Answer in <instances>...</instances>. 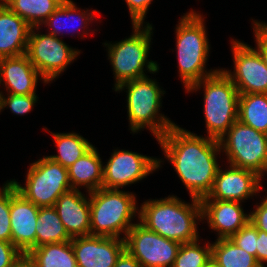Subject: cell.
I'll use <instances>...</instances> for the list:
<instances>
[{
    "label": "cell",
    "instance_id": "1",
    "mask_svg": "<svg viewBox=\"0 0 267 267\" xmlns=\"http://www.w3.org/2000/svg\"><path fill=\"white\" fill-rule=\"evenodd\" d=\"M157 141L190 197L200 200L206 197L220 167L219 140L198 136L175 124Z\"/></svg>",
    "mask_w": 267,
    "mask_h": 267
},
{
    "label": "cell",
    "instance_id": "2",
    "mask_svg": "<svg viewBox=\"0 0 267 267\" xmlns=\"http://www.w3.org/2000/svg\"><path fill=\"white\" fill-rule=\"evenodd\" d=\"M138 218L147 229L180 244L200 239L197 230L198 221H202L200 199L191 197V204L174 195L148 199L141 204Z\"/></svg>",
    "mask_w": 267,
    "mask_h": 267
},
{
    "label": "cell",
    "instance_id": "3",
    "mask_svg": "<svg viewBox=\"0 0 267 267\" xmlns=\"http://www.w3.org/2000/svg\"><path fill=\"white\" fill-rule=\"evenodd\" d=\"M203 17L191 9L181 16L175 28L178 72L185 89L220 70H206L210 44Z\"/></svg>",
    "mask_w": 267,
    "mask_h": 267
},
{
    "label": "cell",
    "instance_id": "4",
    "mask_svg": "<svg viewBox=\"0 0 267 267\" xmlns=\"http://www.w3.org/2000/svg\"><path fill=\"white\" fill-rule=\"evenodd\" d=\"M136 194L99 188L89 192L90 235L125 239L132 221L139 217ZM123 234V237L120 236Z\"/></svg>",
    "mask_w": 267,
    "mask_h": 267
},
{
    "label": "cell",
    "instance_id": "5",
    "mask_svg": "<svg viewBox=\"0 0 267 267\" xmlns=\"http://www.w3.org/2000/svg\"><path fill=\"white\" fill-rule=\"evenodd\" d=\"M125 89L129 126L133 133L148 128L157 140L175 125L171 119L159 113L162 96L166 92L160 88L156 79L145 76L124 82L114 91L120 93Z\"/></svg>",
    "mask_w": 267,
    "mask_h": 267
},
{
    "label": "cell",
    "instance_id": "6",
    "mask_svg": "<svg viewBox=\"0 0 267 267\" xmlns=\"http://www.w3.org/2000/svg\"><path fill=\"white\" fill-rule=\"evenodd\" d=\"M204 93V116L207 137L219 140L238 120L240 93L222 69L192 84L187 93L201 90Z\"/></svg>",
    "mask_w": 267,
    "mask_h": 267
},
{
    "label": "cell",
    "instance_id": "7",
    "mask_svg": "<svg viewBox=\"0 0 267 267\" xmlns=\"http://www.w3.org/2000/svg\"><path fill=\"white\" fill-rule=\"evenodd\" d=\"M144 26V27H143ZM132 34L117 43H103L108 50V59L112 65L116 89L124 82L142 78L146 70L150 74L159 71L156 61L148 60L153 26L144 24H132ZM146 68V69H145Z\"/></svg>",
    "mask_w": 267,
    "mask_h": 267
},
{
    "label": "cell",
    "instance_id": "8",
    "mask_svg": "<svg viewBox=\"0 0 267 267\" xmlns=\"http://www.w3.org/2000/svg\"><path fill=\"white\" fill-rule=\"evenodd\" d=\"M228 164L248 169L260 177L267 174V134L237 120L219 139Z\"/></svg>",
    "mask_w": 267,
    "mask_h": 267
},
{
    "label": "cell",
    "instance_id": "9",
    "mask_svg": "<svg viewBox=\"0 0 267 267\" xmlns=\"http://www.w3.org/2000/svg\"><path fill=\"white\" fill-rule=\"evenodd\" d=\"M25 178V185L11 180L27 200L38 207L54 206L57 199L72 190L68 170L49 157L31 163Z\"/></svg>",
    "mask_w": 267,
    "mask_h": 267
},
{
    "label": "cell",
    "instance_id": "10",
    "mask_svg": "<svg viewBox=\"0 0 267 267\" xmlns=\"http://www.w3.org/2000/svg\"><path fill=\"white\" fill-rule=\"evenodd\" d=\"M39 29H30L26 54L42 78L50 83L66 70L81 51L73 49L60 37L41 34Z\"/></svg>",
    "mask_w": 267,
    "mask_h": 267
},
{
    "label": "cell",
    "instance_id": "11",
    "mask_svg": "<svg viewBox=\"0 0 267 267\" xmlns=\"http://www.w3.org/2000/svg\"><path fill=\"white\" fill-rule=\"evenodd\" d=\"M180 243L135 223L125 237V249L141 267H173Z\"/></svg>",
    "mask_w": 267,
    "mask_h": 267
},
{
    "label": "cell",
    "instance_id": "12",
    "mask_svg": "<svg viewBox=\"0 0 267 267\" xmlns=\"http://www.w3.org/2000/svg\"><path fill=\"white\" fill-rule=\"evenodd\" d=\"M161 162L159 158L116 149L103 166L102 188L120 190L139 182L162 167Z\"/></svg>",
    "mask_w": 267,
    "mask_h": 267
},
{
    "label": "cell",
    "instance_id": "13",
    "mask_svg": "<svg viewBox=\"0 0 267 267\" xmlns=\"http://www.w3.org/2000/svg\"><path fill=\"white\" fill-rule=\"evenodd\" d=\"M231 44L234 71L221 69L240 94L267 93V66L260 53L237 39H232Z\"/></svg>",
    "mask_w": 267,
    "mask_h": 267
},
{
    "label": "cell",
    "instance_id": "14",
    "mask_svg": "<svg viewBox=\"0 0 267 267\" xmlns=\"http://www.w3.org/2000/svg\"><path fill=\"white\" fill-rule=\"evenodd\" d=\"M226 170L219 167L211 192L202 199L243 202L263 191L262 177L255 172L226 166ZM229 167V168H228Z\"/></svg>",
    "mask_w": 267,
    "mask_h": 267
},
{
    "label": "cell",
    "instance_id": "15",
    "mask_svg": "<svg viewBox=\"0 0 267 267\" xmlns=\"http://www.w3.org/2000/svg\"><path fill=\"white\" fill-rule=\"evenodd\" d=\"M38 213L39 207L19 193L10 180L11 242L24 254L36 248Z\"/></svg>",
    "mask_w": 267,
    "mask_h": 267
},
{
    "label": "cell",
    "instance_id": "16",
    "mask_svg": "<svg viewBox=\"0 0 267 267\" xmlns=\"http://www.w3.org/2000/svg\"><path fill=\"white\" fill-rule=\"evenodd\" d=\"M72 248L78 267H114L125 250V239L87 235L73 237Z\"/></svg>",
    "mask_w": 267,
    "mask_h": 267
},
{
    "label": "cell",
    "instance_id": "17",
    "mask_svg": "<svg viewBox=\"0 0 267 267\" xmlns=\"http://www.w3.org/2000/svg\"><path fill=\"white\" fill-rule=\"evenodd\" d=\"M202 220H206L209 228L217 233V239L230 238L248 221L250 214L244 213L242 203L201 199Z\"/></svg>",
    "mask_w": 267,
    "mask_h": 267
},
{
    "label": "cell",
    "instance_id": "18",
    "mask_svg": "<svg viewBox=\"0 0 267 267\" xmlns=\"http://www.w3.org/2000/svg\"><path fill=\"white\" fill-rule=\"evenodd\" d=\"M40 77V78H39ZM38 79L45 85L42 78L27 54L1 58L0 61V85H4L7 93L15 95L36 94Z\"/></svg>",
    "mask_w": 267,
    "mask_h": 267
},
{
    "label": "cell",
    "instance_id": "19",
    "mask_svg": "<svg viewBox=\"0 0 267 267\" xmlns=\"http://www.w3.org/2000/svg\"><path fill=\"white\" fill-rule=\"evenodd\" d=\"M54 207L71 238L90 235L89 192L85 196L80 189H72L62 194Z\"/></svg>",
    "mask_w": 267,
    "mask_h": 267
},
{
    "label": "cell",
    "instance_id": "20",
    "mask_svg": "<svg viewBox=\"0 0 267 267\" xmlns=\"http://www.w3.org/2000/svg\"><path fill=\"white\" fill-rule=\"evenodd\" d=\"M31 27L5 3H0V58L25 54Z\"/></svg>",
    "mask_w": 267,
    "mask_h": 267
},
{
    "label": "cell",
    "instance_id": "21",
    "mask_svg": "<svg viewBox=\"0 0 267 267\" xmlns=\"http://www.w3.org/2000/svg\"><path fill=\"white\" fill-rule=\"evenodd\" d=\"M103 165L98 150L93 146L67 168L72 189L85 187L88 193L102 188Z\"/></svg>",
    "mask_w": 267,
    "mask_h": 267
},
{
    "label": "cell",
    "instance_id": "22",
    "mask_svg": "<svg viewBox=\"0 0 267 267\" xmlns=\"http://www.w3.org/2000/svg\"><path fill=\"white\" fill-rule=\"evenodd\" d=\"M89 11V9L85 11L84 9L82 10L78 8L75 2L72 0H64L63 3L46 19L42 26L44 25L45 27L47 25L46 27H48V30L50 29V31H48L47 33L52 34L56 37L60 36L61 34L62 36H64V33H62L61 31H64V29L69 30L71 28L70 26H74L73 29H75V27H77L76 30L83 29L82 34H78L82 35V38H86V36H88L89 34V31H92V33L95 32L94 30H88L87 28H89V23L93 22V20H96L97 17L95 15L96 13H98V11L96 10H91L90 12ZM77 20L81 22H79L81 25L80 27H78V25H67V21L68 23H75L77 22ZM70 30L71 32L73 31L72 29Z\"/></svg>",
    "mask_w": 267,
    "mask_h": 267
},
{
    "label": "cell",
    "instance_id": "23",
    "mask_svg": "<svg viewBox=\"0 0 267 267\" xmlns=\"http://www.w3.org/2000/svg\"><path fill=\"white\" fill-rule=\"evenodd\" d=\"M238 120L267 134V93L240 94Z\"/></svg>",
    "mask_w": 267,
    "mask_h": 267
},
{
    "label": "cell",
    "instance_id": "24",
    "mask_svg": "<svg viewBox=\"0 0 267 267\" xmlns=\"http://www.w3.org/2000/svg\"><path fill=\"white\" fill-rule=\"evenodd\" d=\"M28 255L36 267H78L71 241L44 244L33 248Z\"/></svg>",
    "mask_w": 267,
    "mask_h": 267
},
{
    "label": "cell",
    "instance_id": "25",
    "mask_svg": "<svg viewBox=\"0 0 267 267\" xmlns=\"http://www.w3.org/2000/svg\"><path fill=\"white\" fill-rule=\"evenodd\" d=\"M50 133L57 146L58 155H50L47 157L61 164L64 168H69L93 147V144L86 138L73 131L71 133Z\"/></svg>",
    "mask_w": 267,
    "mask_h": 267
},
{
    "label": "cell",
    "instance_id": "26",
    "mask_svg": "<svg viewBox=\"0 0 267 267\" xmlns=\"http://www.w3.org/2000/svg\"><path fill=\"white\" fill-rule=\"evenodd\" d=\"M36 247L71 241L54 206L39 207L36 224Z\"/></svg>",
    "mask_w": 267,
    "mask_h": 267
},
{
    "label": "cell",
    "instance_id": "27",
    "mask_svg": "<svg viewBox=\"0 0 267 267\" xmlns=\"http://www.w3.org/2000/svg\"><path fill=\"white\" fill-rule=\"evenodd\" d=\"M64 0H6L4 3L28 25L42 27L46 19Z\"/></svg>",
    "mask_w": 267,
    "mask_h": 267
},
{
    "label": "cell",
    "instance_id": "28",
    "mask_svg": "<svg viewBox=\"0 0 267 267\" xmlns=\"http://www.w3.org/2000/svg\"><path fill=\"white\" fill-rule=\"evenodd\" d=\"M211 248L212 258L221 267H261L253 255L238 247L230 238L216 239Z\"/></svg>",
    "mask_w": 267,
    "mask_h": 267
},
{
    "label": "cell",
    "instance_id": "29",
    "mask_svg": "<svg viewBox=\"0 0 267 267\" xmlns=\"http://www.w3.org/2000/svg\"><path fill=\"white\" fill-rule=\"evenodd\" d=\"M199 241L181 244L173 267H205L212 258L211 243L200 246Z\"/></svg>",
    "mask_w": 267,
    "mask_h": 267
},
{
    "label": "cell",
    "instance_id": "30",
    "mask_svg": "<svg viewBox=\"0 0 267 267\" xmlns=\"http://www.w3.org/2000/svg\"><path fill=\"white\" fill-rule=\"evenodd\" d=\"M5 95L1 91V111L9 107L12 113L20 116L29 113L39 98L37 94L15 95L8 93Z\"/></svg>",
    "mask_w": 267,
    "mask_h": 267
},
{
    "label": "cell",
    "instance_id": "31",
    "mask_svg": "<svg viewBox=\"0 0 267 267\" xmlns=\"http://www.w3.org/2000/svg\"><path fill=\"white\" fill-rule=\"evenodd\" d=\"M0 240L11 242L9 180L0 188Z\"/></svg>",
    "mask_w": 267,
    "mask_h": 267
},
{
    "label": "cell",
    "instance_id": "32",
    "mask_svg": "<svg viewBox=\"0 0 267 267\" xmlns=\"http://www.w3.org/2000/svg\"><path fill=\"white\" fill-rule=\"evenodd\" d=\"M258 229L250 222V220L230 239L241 249L256 258Z\"/></svg>",
    "mask_w": 267,
    "mask_h": 267
},
{
    "label": "cell",
    "instance_id": "33",
    "mask_svg": "<svg viewBox=\"0 0 267 267\" xmlns=\"http://www.w3.org/2000/svg\"><path fill=\"white\" fill-rule=\"evenodd\" d=\"M152 1L153 0H125L132 24H146L144 20Z\"/></svg>",
    "mask_w": 267,
    "mask_h": 267
},
{
    "label": "cell",
    "instance_id": "34",
    "mask_svg": "<svg viewBox=\"0 0 267 267\" xmlns=\"http://www.w3.org/2000/svg\"><path fill=\"white\" fill-rule=\"evenodd\" d=\"M252 22L253 33L256 39L255 48L260 53L267 66V23L258 20H253Z\"/></svg>",
    "mask_w": 267,
    "mask_h": 267
},
{
    "label": "cell",
    "instance_id": "35",
    "mask_svg": "<svg viewBox=\"0 0 267 267\" xmlns=\"http://www.w3.org/2000/svg\"><path fill=\"white\" fill-rule=\"evenodd\" d=\"M264 197L261 203L255 204V210L250 211L249 220L258 230L267 233V195Z\"/></svg>",
    "mask_w": 267,
    "mask_h": 267
},
{
    "label": "cell",
    "instance_id": "36",
    "mask_svg": "<svg viewBox=\"0 0 267 267\" xmlns=\"http://www.w3.org/2000/svg\"><path fill=\"white\" fill-rule=\"evenodd\" d=\"M21 254L12 242L0 240V267H10Z\"/></svg>",
    "mask_w": 267,
    "mask_h": 267
},
{
    "label": "cell",
    "instance_id": "37",
    "mask_svg": "<svg viewBox=\"0 0 267 267\" xmlns=\"http://www.w3.org/2000/svg\"><path fill=\"white\" fill-rule=\"evenodd\" d=\"M256 260L261 267H267V233L258 230L257 246H256Z\"/></svg>",
    "mask_w": 267,
    "mask_h": 267
},
{
    "label": "cell",
    "instance_id": "38",
    "mask_svg": "<svg viewBox=\"0 0 267 267\" xmlns=\"http://www.w3.org/2000/svg\"><path fill=\"white\" fill-rule=\"evenodd\" d=\"M114 267H141L140 263L125 249Z\"/></svg>",
    "mask_w": 267,
    "mask_h": 267
},
{
    "label": "cell",
    "instance_id": "39",
    "mask_svg": "<svg viewBox=\"0 0 267 267\" xmlns=\"http://www.w3.org/2000/svg\"><path fill=\"white\" fill-rule=\"evenodd\" d=\"M10 267H36L33 259L22 253Z\"/></svg>",
    "mask_w": 267,
    "mask_h": 267
},
{
    "label": "cell",
    "instance_id": "40",
    "mask_svg": "<svg viewBox=\"0 0 267 267\" xmlns=\"http://www.w3.org/2000/svg\"><path fill=\"white\" fill-rule=\"evenodd\" d=\"M205 267H221L213 258L207 263Z\"/></svg>",
    "mask_w": 267,
    "mask_h": 267
},
{
    "label": "cell",
    "instance_id": "41",
    "mask_svg": "<svg viewBox=\"0 0 267 267\" xmlns=\"http://www.w3.org/2000/svg\"><path fill=\"white\" fill-rule=\"evenodd\" d=\"M0 104H1V91H0ZM0 113H1V107H0Z\"/></svg>",
    "mask_w": 267,
    "mask_h": 267
}]
</instances>
